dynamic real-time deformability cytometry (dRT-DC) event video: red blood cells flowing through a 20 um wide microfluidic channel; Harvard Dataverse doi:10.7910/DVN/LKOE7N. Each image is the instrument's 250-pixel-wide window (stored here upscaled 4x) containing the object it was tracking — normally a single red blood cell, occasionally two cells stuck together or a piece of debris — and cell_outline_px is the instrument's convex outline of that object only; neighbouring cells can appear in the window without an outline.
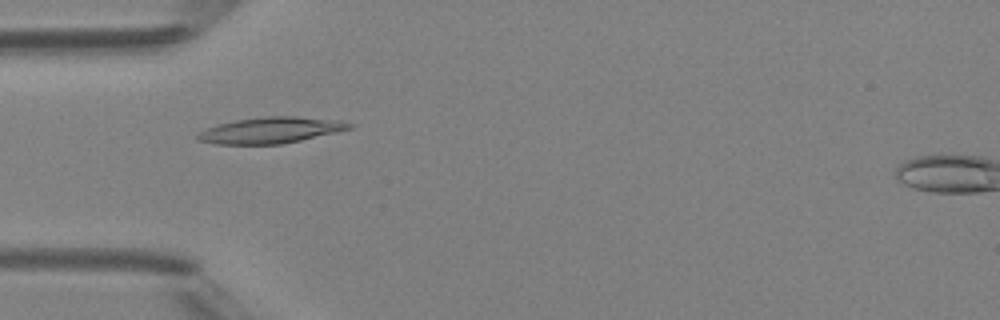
{"species": "Egyptian fruit bat (a non-hibernating species)", "species_latin": "Rousettus aegyptiacus", "temperature_condition": "room temperature", "stored_images_in_passage": 6, "camera_frame_rate_fps": 3000, "um_per_image_px": 0.085, "animal": {"sex": "female"}, "frame": {"image": 1, "passage_image": 4, "time_ms": 4.333, "image_size_px": [1000, 320], "cell_outline_px": [[356, 124], [352, 128], [300, 140], [280, 144], [216, 144], [196, 140], [196, 136], [200, 132], [208, 128], [220, 124], [236, 120], [268, 116], [296, 116], [340, 120]], "centroid_in_image_um": [23.04, 11.06], "position_along_channel_um": 62.0, "area_um2": 22.83}}
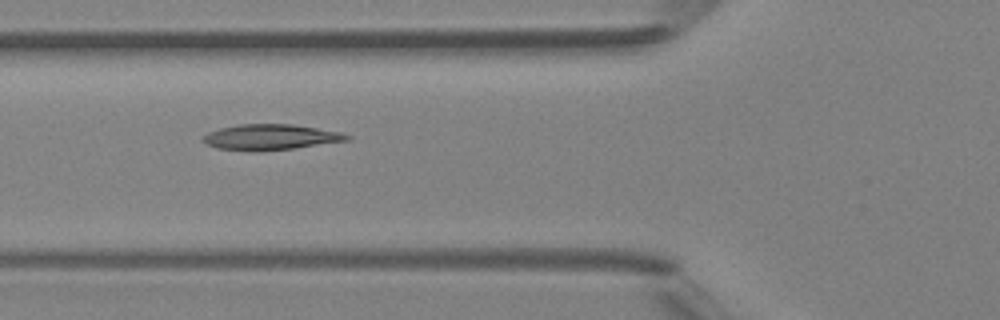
{"frame": {"image": 2, "passage_image": 5, "time_ms": 5.333, "image_size_px": [1000, 320], "cell_outline_px": [[352, 136], [348, 140], [292, 148], [260, 152], [256, 152], [216, 148], [204, 144], [200, 140], [208, 132], [220, 128], [240, 124], [292, 124], [340, 132]], "centroid_in_image_um": [22.92, 11.66], "position_along_channel_um": 102.9, "area_um2": 21.5}}
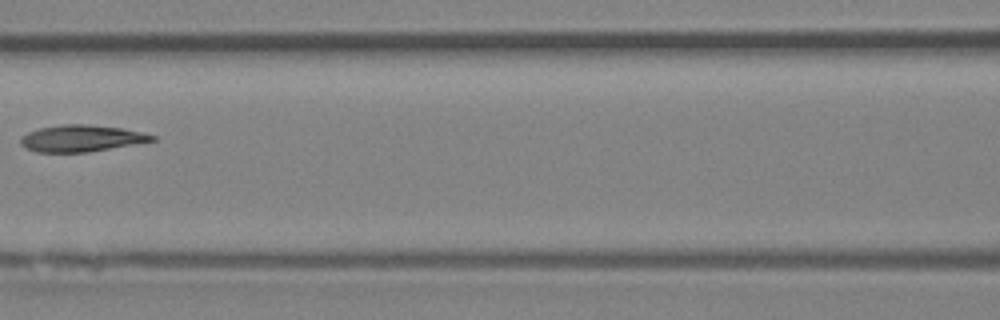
{"frame": {"image": 3, "passage_image": 6, "time_ms": 6.667, "image_size_px": [1000, 320], "cell_outline_px": [[156, 140], [88, 152], [36, 152], [20, 144], [20, 136], [28, 132], [40, 128], [60, 124], [88, 124], [124, 128], [156, 136]], "centroid_in_image_um": [6.89, 11.75], "position_along_channel_um": 159.7, "area_um2": 20.35}}